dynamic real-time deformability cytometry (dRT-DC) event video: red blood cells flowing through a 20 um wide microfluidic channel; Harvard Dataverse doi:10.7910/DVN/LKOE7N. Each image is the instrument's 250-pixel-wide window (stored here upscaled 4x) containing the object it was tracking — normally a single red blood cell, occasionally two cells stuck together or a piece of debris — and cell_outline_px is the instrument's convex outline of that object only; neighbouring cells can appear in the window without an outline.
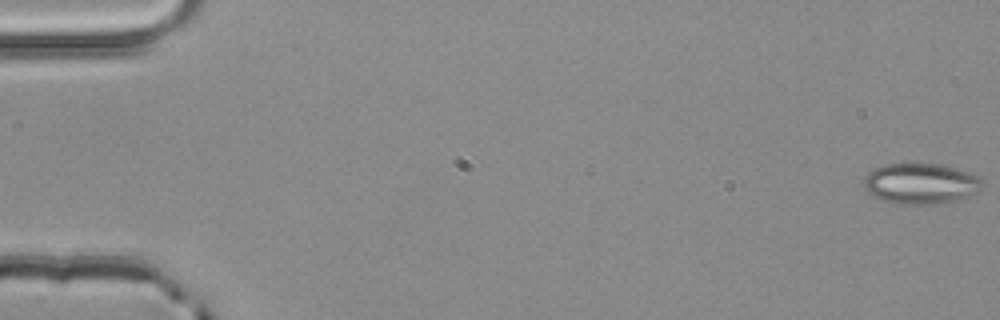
{"species": "common noctule bat (a hibernating species)", "species_latin": "Nyctalus noctula", "temperature_condition": "room temperature", "stored_images_in_passage": 4, "camera_frame_rate_fps": 3000, "um_per_image_px": 0.085, "animal": {"sex": "male", "body_mass_g": 20.4}, "frame": {"image": 1, "passage_image": 1, "time_ms": 0.0, "image_size_px": [1000, 320], "cell_outline_px": [[984, 188], [980, 192], [956, 200], [936, 204], [896, 204], [880, 200], [872, 196], [864, 188], [864, 176], [872, 168], [884, 164], [904, 160], [916, 160], [940, 164], [956, 168], [980, 176], [984, 184]], "centroid_in_image_um": [78.24, 15.55], "position_along_channel_um": 6.8, "area_um2": 29.59}}
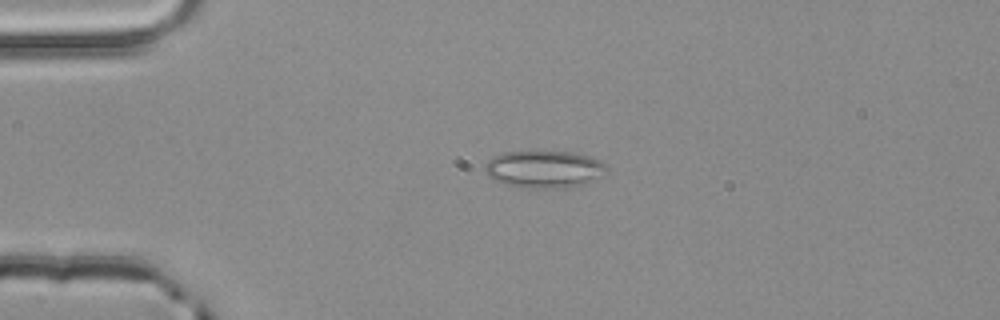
{"frame": {"image": 2, "passage_image": 4, "time_ms": 1.0, "image_size_px": [1000, 320], "cell_outline_px": [[608, 168], [604, 176], [584, 184], [568, 188], [520, 188], [504, 184], [492, 180], [488, 176], [484, 168], [484, 164], [492, 156], [504, 152], [532, 148], [572, 152], [588, 156], [600, 160], [608, 164]], "centroid_in_image_um": [46.24, 14.34], "position_along_channel_um": 38.8, "area_um2": 27.92}}